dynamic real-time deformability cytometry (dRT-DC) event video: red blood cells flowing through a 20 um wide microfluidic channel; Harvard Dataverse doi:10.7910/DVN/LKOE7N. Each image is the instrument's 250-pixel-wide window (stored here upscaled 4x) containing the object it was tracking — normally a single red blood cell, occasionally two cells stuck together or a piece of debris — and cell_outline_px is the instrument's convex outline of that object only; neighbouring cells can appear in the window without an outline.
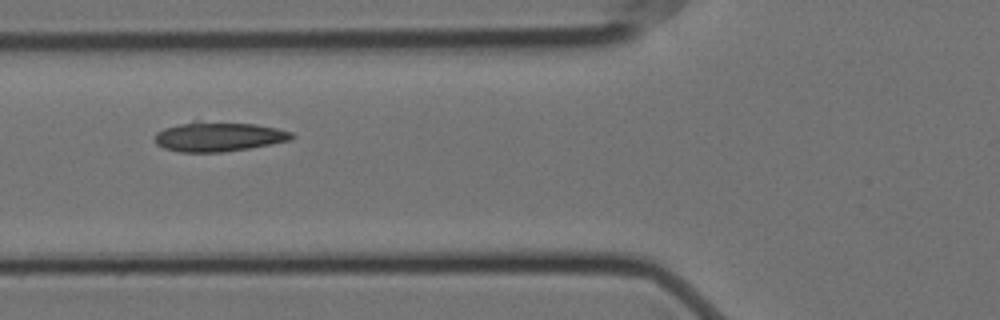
{"species": "Egyptian fruit bat (a non-hibernating species)", "species_latin": "Rousettus aegyptiacus", "temperature_condition": "cold", "stored_images_in_passage": 5, "camera_frame_rate_fps": 3000, "um_per_image_px": 0.085, "animal": {"sex": "female"}, "frame": {"image": 1, "passage_image": 3, "time_ms": 0.667, "image_size_px": [1000, 320], "cell_outline_px": [[296, 136], [288, 140], [248, 148], [224, 152], [180, 152], [164, 148], [156, 144], [156, 132], [164, 128], [192, 120], [196, 120], [256, 124], [276, 128], [292, 132]], "centroid_in_image_um": [18.54, 11.6], "position_along_channel_um": 107.3, "area_um2": 23.64}}
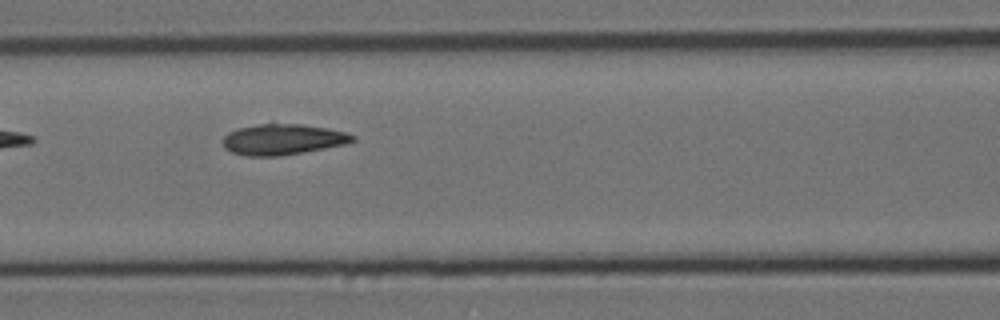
{"frame": {"image": 2, "passage_image": 4, "time_ms": 1.0, "image_size_px": [1000, 320], "cell_outline_px": [[356, 140], [344, 144], [324, 148], [280, 156], [244, 156], [232, 152], [224, 148], [224, 136], [228, 132], [240, 128], [260, 124], [300, 124], [328, 128], [344, 132], [356, 136]], "centroid_in_image_um": [24.03, 11.86], "position_along_channel_um": 142.6, "area_um2": 23.0}}
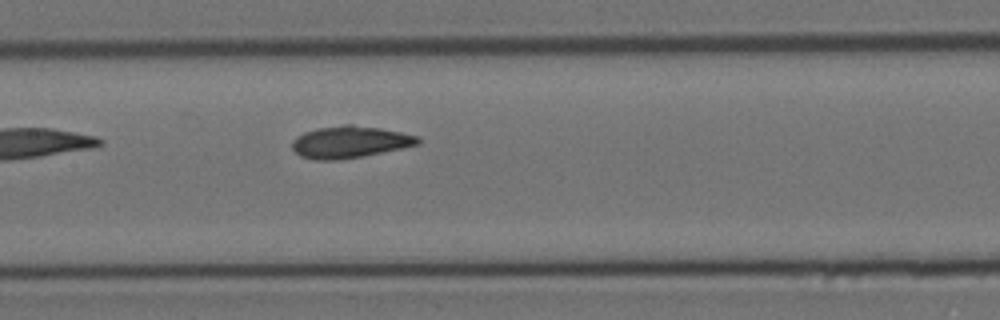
{"frame": {"image": 3, "passage_image": 5, "time_ms": 1.333, "image_size_px": [1000, 320], "cell_outline_px": [[420, 144], [364, 156], [336, 160], [316, 160], [300, 156], [292, 148], [292, 140], [296, 136], [304, 132], [316, 128], [344, 124], [352, 124], [380, 128], [420, 136]], "centroid_in_image_um": [29.72, 12.06], "position_along_channel_um": 177.7, "area_um2": 23.52}}